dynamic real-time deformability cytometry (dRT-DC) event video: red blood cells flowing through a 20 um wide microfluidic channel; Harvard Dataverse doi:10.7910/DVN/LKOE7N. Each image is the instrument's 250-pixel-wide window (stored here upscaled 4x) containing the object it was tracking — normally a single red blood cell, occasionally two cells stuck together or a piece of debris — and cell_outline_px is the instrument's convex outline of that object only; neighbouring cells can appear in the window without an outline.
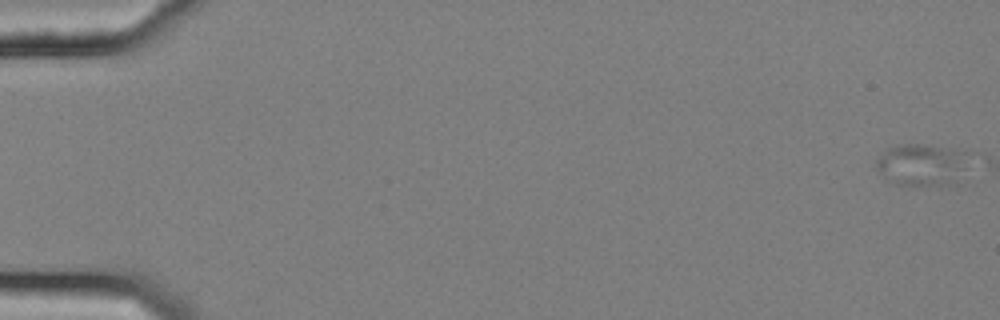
{"species": "common noctule bat (a hibernating species)", "species_latin": "Nyctalus noctula", "temperature_condition": "cold", "stored_images_in_passage": 57, "camera_frame_rate_fps": 3000, "um_per_image_px": 0.085, "animal": {"sex": "female", "body_mass_g": 25.1}, "frame": {"image": 1, "passage_image": 1, "time_ms": 0.0, "image_size_px": [1000, 320], "cell_outline_px": [[964, 168], [948, 184], [896, 184], [876, 168], [876, 160], [888, 148], [900, 144], [916, 144], [964, 152]], "centroid_in_image_um": [78.23, 13.98], "position_along_channel_um": 6.8, "area_um2": 20.92}}
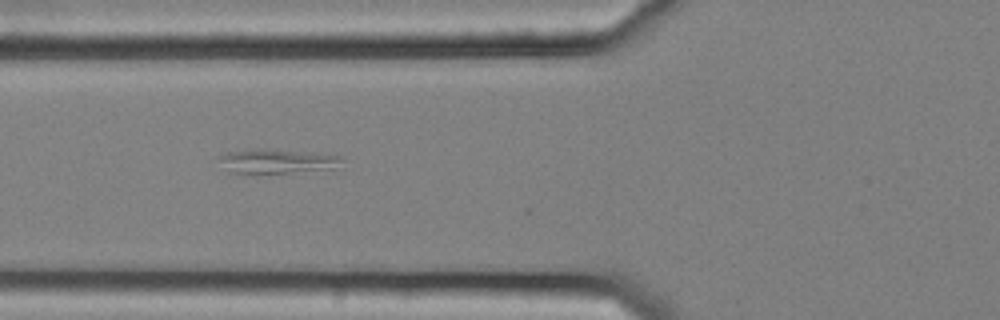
{"frame": {"image": 2, "passage_image": 23, "time_ms": 7.333, "image_size_px": [1000, 320], "cell_outline_px": [[344, 160], [332, 168], [252, 176], [248, 176], [228, 172], [220, 160], [220, 156], [228, 152], [296, 152], [340, 156]], "centroid_in_image_um": [23.47, 13.81], "position_along_channel_um": 102.3, "area_um2": 16.36}}
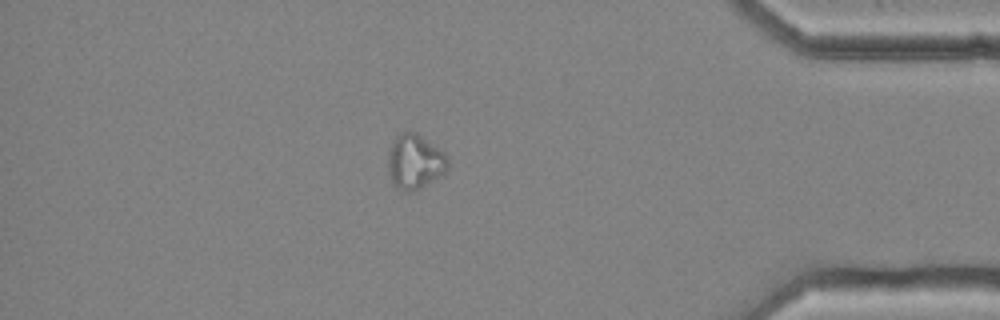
{"frame": {"image": 3, "passage_image": 50, "time_ms": 16.333, "image_size_px": [1000, 320], "cell_outline_px": [[448, 168], [444, 172], [412, 192], [408, 192], [396, 188], [392, 184], [388, 172], [388, 152], [392, 140], [400, 132], [416, 132], [444, 152], [448, 160]], "centroid_in_image_um": [35.21, 13.73], "position_along_channel_um": 400.0, "area_um2": 18.96}}